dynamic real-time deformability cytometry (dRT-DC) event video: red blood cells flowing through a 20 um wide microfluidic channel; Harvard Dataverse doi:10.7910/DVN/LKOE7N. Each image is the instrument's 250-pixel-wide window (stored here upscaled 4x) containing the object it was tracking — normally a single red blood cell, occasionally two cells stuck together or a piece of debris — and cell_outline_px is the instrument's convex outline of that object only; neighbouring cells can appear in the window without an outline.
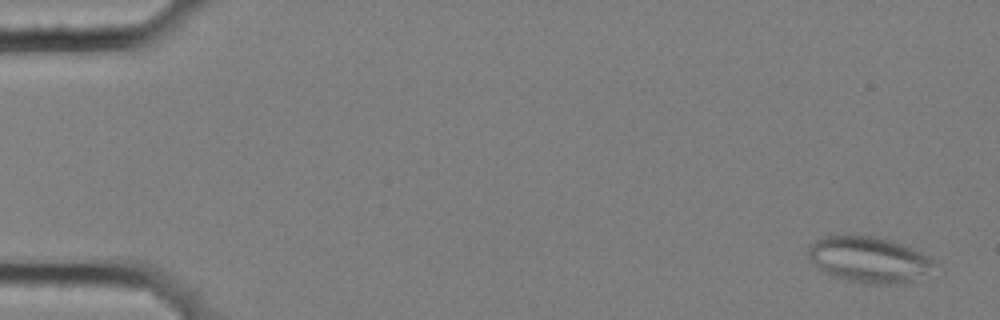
{"species": "common noctule bat (a hibernating species)", "species_latin": "Nyctalus noctula", "temperature_condition": "cold", "stored_images_in_passage": 9, "camera_frame_rate_fps": 3000, "um_per_image_px": 0.085, "animal": {"sex": "female", "body_mass_g": 25.1}, "frame": {"image": 1, "passage_image": 1, "time_ms": 0.0, "image_size_px": [1000, 320], "cell_outline_px": [[944, 272], [908, 284], [864, 284], [832, 276], [824, 272], [812, 264], [808, 260], [808, 244], [820, 236], [876, 236], [892, 240], [904, 244], [932, 256], [940, 264]], "centroid_in_image_um": [74.06, 22.11], "position_along_channel_um": 10.9, "area_um2": 35.84}}
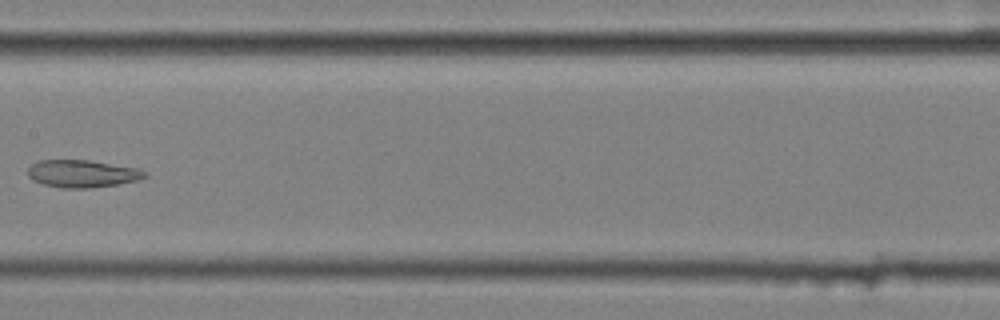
{"frame": {"image": 2, "passage_image": 9, "time_ms": 2.667, "image_size_px": [1000, 320], "cell_outline_px": [[148, 176], [136, 180], [116, 184], [92, 188], [60, 188], [44, 184], [32, 180], [28, 176], [28, 168], [32, 164], [40, 160], [88, 160], [136, 168], [148, 172]], "centroid_in_image_um": [6.97, 14.76], "position_along_channel_um": 200.4, "area_um2": 18.61}}